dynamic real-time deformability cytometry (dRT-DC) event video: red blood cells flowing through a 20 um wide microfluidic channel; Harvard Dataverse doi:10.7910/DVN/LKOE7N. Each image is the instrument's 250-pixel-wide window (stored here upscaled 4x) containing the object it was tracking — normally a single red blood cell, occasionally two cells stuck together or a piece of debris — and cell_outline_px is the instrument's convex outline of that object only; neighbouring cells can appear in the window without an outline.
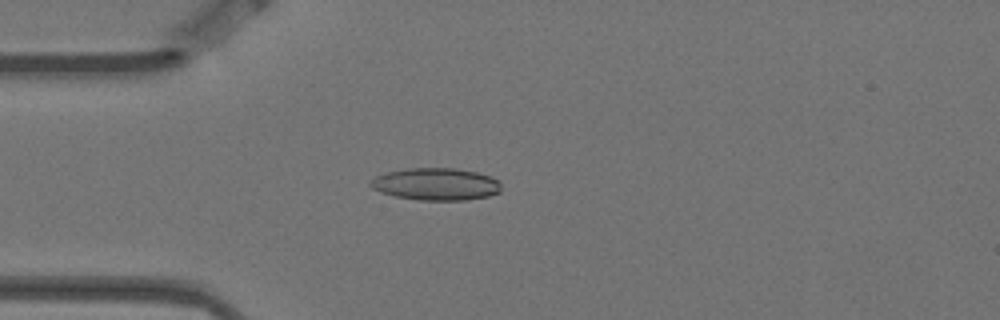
{"species": "Egyptian fruit bat (a non-hibernating species)", "species_latin": "Rousettus aegyptiacus", "temperature_condition": "warm", "stored_images_in_passage": 5, "camera_frame_rate_fps": 3000, "um_per_image_px": 0.085, "animal": {"sex": "female"}, "frame": {"image": 1, "passage_image": 5, "time_ms": 1.333, "image_size_px": [1000, 320], "cell_outline_px": [[500, 192], [488, 196], [464, 200], [420, 200], [396, 196], [380, 192], [372, 188], [368, 184], [368, 180], [384, 172], [408, 168], [456, 168], [476, 172], [488, 176], [496, 180], [500, 184]], "centroid_in_image_um": [36.99, 15.64], "position_along_channel_um": 48.0, "area_um2": 24.57}}